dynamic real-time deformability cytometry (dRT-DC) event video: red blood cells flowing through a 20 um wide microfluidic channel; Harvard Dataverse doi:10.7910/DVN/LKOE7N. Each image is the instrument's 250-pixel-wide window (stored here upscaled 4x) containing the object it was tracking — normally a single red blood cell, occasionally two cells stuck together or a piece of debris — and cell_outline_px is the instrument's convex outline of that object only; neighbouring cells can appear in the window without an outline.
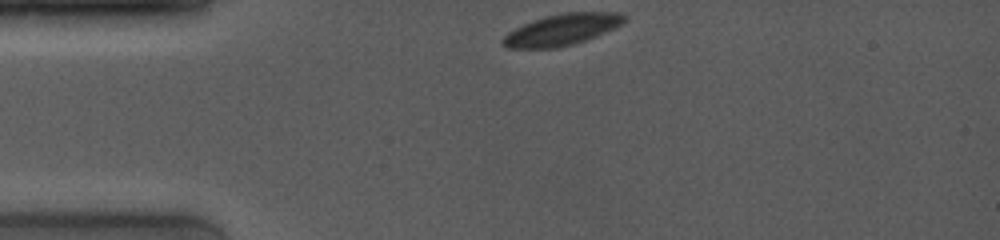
{"species": "common noctule bat (a hibernating species)", "species_latin": "Nyctalus noctula", "temperature_condition": "room temperature", "stored_images_in_passage": 42, "camera_frame_rate_fps": 4000, "um_per_image_px": 0.085, "animal": {"sex": "female", "body_mass_g": 19.0, "forearm_length_mm": 53.3}, "frame": {"image": 1, "passage_image": 1, "time_ms": 0.0, "image_size_px": [1000, 240], "cell_outline_px": [[628, 20], [612, 28], [584, 40], [572, 44], [556, 48], [508, 48], [500, 44], [500, 40], [508, 32], [532, 20], [544, 16], [564, 12], [624, 12], [628, 16]], "centroid_in_image_um": [47.74, 2.5], "position_along_channel_um": 37.3, "area_um2": 22.14}}
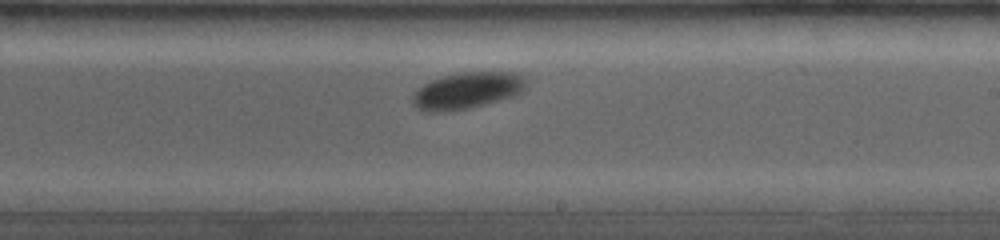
{"frame": {"image": 2, "passage_image": 31, "time_ms": 6.25, "image_size_px": [1000, 240], "cell_outline_px": [[524, 88], [520, 92], [512, 96], [500, 100], [468, 108], [444, 112], [428, 112], [416, 108], [412, 100], [412, 96], [416, 88], [432, 80], [444, 76], [460, 72], [512, 72], [524, 76]], "centroid_in_image_um": [39.65, 7.7], "position_along_channel_um": 249.4, "area_um2": 23.99}}
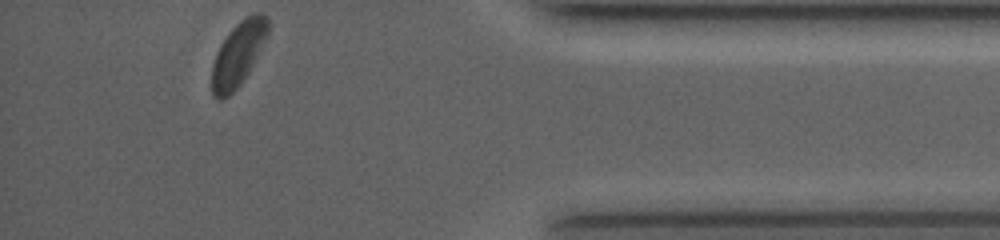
{"frame": {"image": 3, "passage_image": 42, "time_ms": 11.0, "image_size_px": [1000, 240], "cell_outline_px": [[268, 32], [248, 72], [240, 84], [228, 96], [220, 100], [216, 100], [212, 96], [212, 64], [216, 52], [220, 44], [228, 32], [240, 20], [256, 12], [260, 12], [268, 16]], "centroid_in_image_um": [20.2, 4.59], "position_along_channel_um": 415.0, "area_um2": 20.69}, "authors_computed_cell_mechanics": {"area_um2": 23.5246, "velocity_mm_per_s": 3.9469, "shape_relaxation_time_tau1_ms": 1.5602, "shape_relaxation_time_tau2_ms": null, "deformation_change_tau1": 0.0562, "deformation_change_tau2": null}}